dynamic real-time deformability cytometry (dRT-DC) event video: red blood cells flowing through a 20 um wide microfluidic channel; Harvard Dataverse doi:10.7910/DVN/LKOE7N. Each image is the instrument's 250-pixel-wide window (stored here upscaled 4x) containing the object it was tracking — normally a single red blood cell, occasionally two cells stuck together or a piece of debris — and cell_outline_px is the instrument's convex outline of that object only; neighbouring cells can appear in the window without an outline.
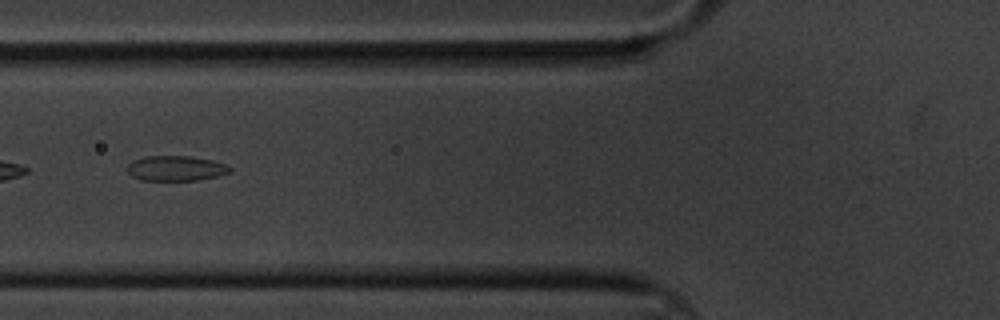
{"species": "common noctule bat (a hibernating species)", "species_latin": "Nyctalus noctula", "temperature_condition": "cold", "stored_images_in_passage": 9, "camera_frame_rate_fps": 3000, "um_per_image_px": 0.085, "animal": {"sex": "male", "body_mass_g": 20.1, "forearm_length_mm": 53.5}, "frame": {"image": 1, "passage_image": 4, "time_ms": 1.0, "image_size_px": [1000, 320], "cell_outline_px": [[232, 172], [216, 176], [196, 180], [140, 180], [132, 176], [128, 172], [128, 164], [132, 160], [144, 156], [192, 156], [212, 160], [224, 164], [232, 168]], "centroid_in_image_um": [14.93, 14.3], "position_along_channel_um": 110.9, "area_um2": 15.03}}
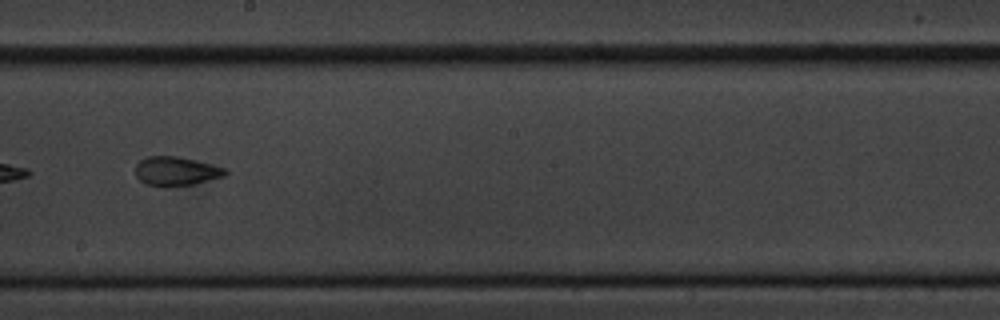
{"frame": {"image": 2, "passage_image": 7, "time_ms": 2.0, "image_size_px": [1000, 320], "cell_outline_px": [[228, 172], [224, 176], [192, 184], [164, 188], [144, 184], [136, 176], [136, 164], [140, 160], [148, 156], [176, 156], [212, 164], [228, 168]], "centroid_in_image_um": [14.95, 14.56], "position_along_channel_um": 233.2, "area_um2": 15.37}}
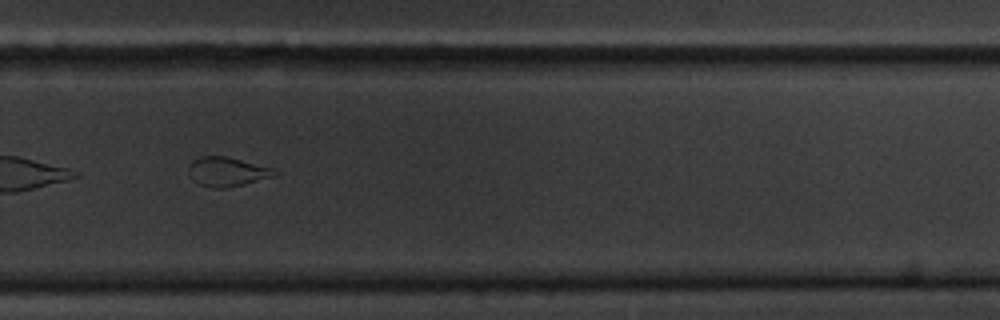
{"frame": {"image": 3, "passage_image": 9, "time_ms": 2.667, "image_size_px": [1000, 320], "cell_outline_px": [[280, 172], [276, 176], [244, 184], [224, 188], [212, 188], [196, 184], [192, 180], [188, 172], [188, 164], [192, 160], [200, 156], [228, 156], [272, 168]], "centroid_in_image_um": [19.27, 14.6], "position_along_channel_um": 310.5, "area_um2": 14.97}}